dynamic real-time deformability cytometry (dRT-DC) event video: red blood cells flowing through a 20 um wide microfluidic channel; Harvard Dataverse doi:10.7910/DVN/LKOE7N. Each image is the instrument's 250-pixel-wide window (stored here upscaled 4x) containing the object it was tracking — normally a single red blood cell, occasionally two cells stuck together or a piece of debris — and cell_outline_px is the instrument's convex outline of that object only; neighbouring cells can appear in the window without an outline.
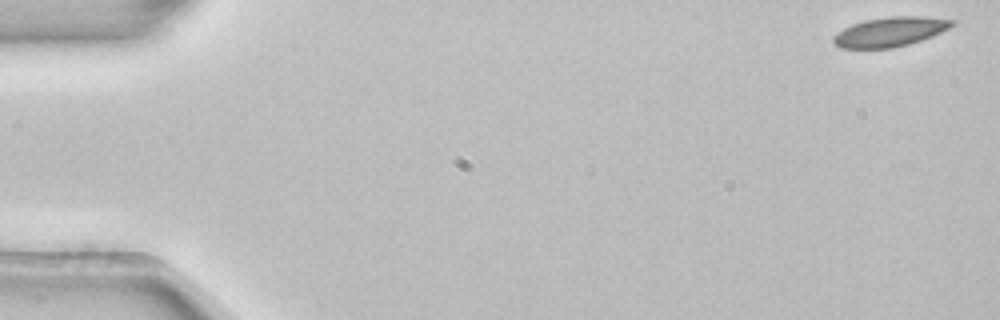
{"species": "common noctule bat (a hibernating species)", "species_latin": "Nyctalus noctula", "temperature_condition": "room temperature", "stored_images_in_passage": 4, "camera_frame_rate_fps": 3000, "um_per_image_px": 0.085, "animal": {"sex": "female", "body_mass_g": 22.7, "forearm_length_mm": 54.2}, "frame": {"image": 1, "passage_image": 1, "time_ms": 0.0, "image_size_px": [1000, 320], "cell_outline_px": [[956, 24], [932, 36], [908, 44], [892, 48], [840, 48], [832, 44], [832, 36], [844, 28], [852, 24], [864, 20], [892, 16], [924, 16], [956, 20]], "centroid_in_image_um": [75.64, 2.7], "position_along_channel_um": 9.4, "area_um2": 20.46}}
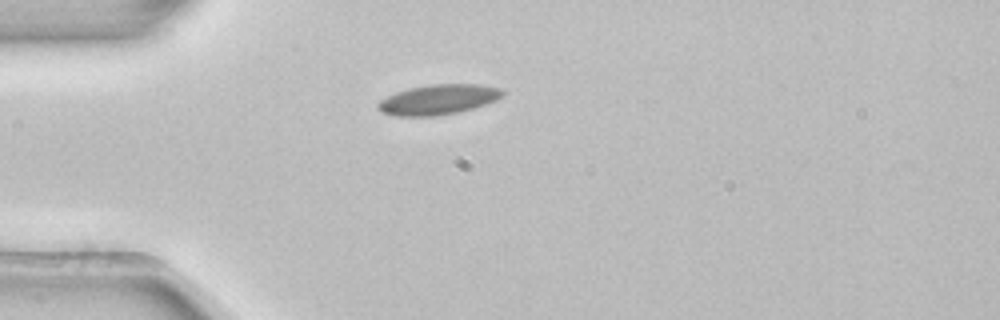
{"frame": {"image": 2, "passage_image": 4, "time_ms": 1.0, "image_size_px": [1000, 320], "cell_outline_px": [[504, 96], [496, 100], [472, 108], [456, 112], [432, 116], [392, 116], [380, 112], [376, 108], [376, 104], [380, 100], [396, 92], [408, 88], [428, 84], [480, 84], [504, 88]], "centroid_in_image_um": [37.23, 8.45], "position_along_channel_um": 47.8, "area_um2": 22.02}}